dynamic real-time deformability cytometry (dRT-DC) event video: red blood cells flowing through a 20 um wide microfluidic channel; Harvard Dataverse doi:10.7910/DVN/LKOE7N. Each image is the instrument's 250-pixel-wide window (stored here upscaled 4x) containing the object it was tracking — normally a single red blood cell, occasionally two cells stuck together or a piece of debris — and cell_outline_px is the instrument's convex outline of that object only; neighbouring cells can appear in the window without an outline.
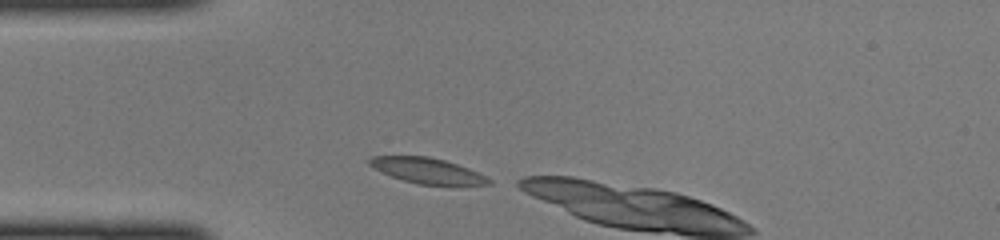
{"species": "common noctule bat (a hibernating species)", "species_latin": "Nyctalus noctula", "temperature_condition": "cold", "stored_images_in_passage": 3, "camera_frame_rate_fps": 3000, "um_per_image_px": 0.085, "animal": {"sex": "female", "body_mass_g": 22.0, "forearm_length_mm": 56.7}, "frame": {"image": 1, "passage_image": 1, "time_ms": 0.0, "image_size_px": [1000, 240], "cell_outline_px": [[492, 184], [420, 184], [404, 180], [392, 176], [372, 168], [368, 164], [368, 160], [372, 156], [428, 156], [444, 160], [468, 168], [492, 180]], "centroid_in_image_um": [36.26, 14.48], "position_along_channel_um": 48.7, "area_um2": 17.28}}